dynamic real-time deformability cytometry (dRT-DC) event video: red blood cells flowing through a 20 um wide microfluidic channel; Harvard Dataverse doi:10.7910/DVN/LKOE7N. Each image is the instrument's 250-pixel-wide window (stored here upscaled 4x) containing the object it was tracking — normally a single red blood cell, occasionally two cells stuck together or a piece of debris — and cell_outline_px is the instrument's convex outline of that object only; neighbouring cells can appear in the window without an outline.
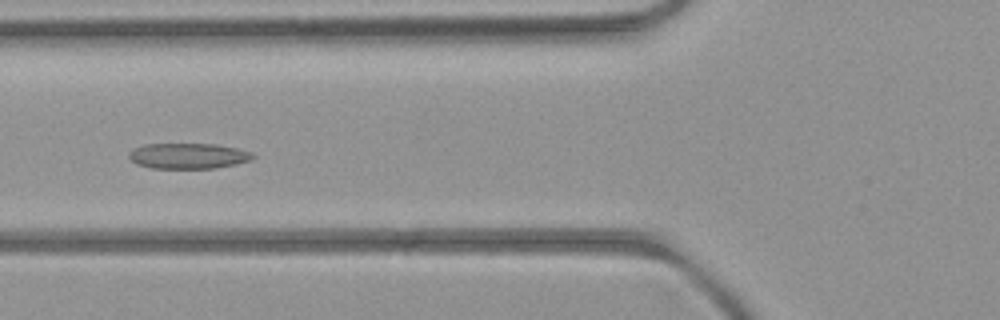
{"species": "common noctule bat (a hibernating species)", "species_latin": "Nyctalus noctula", "temperature_condition": "room temperature", "stored_images_in_passage": 7, "camera_frame_rate_fps": 3000, "um_per_image_px": 0.085, "animal": {"sex": "female", "body_mass_g": 21.9}, "frame": {"image": 1, "passage_image": 4, "time_ms": 3.333, "image_size_px": [1000, 320], "cell_outline_px": [[256, 156], [252, 160], [236, 164], [216, 168], [152, 168], [136, 164], [128, 156], [128, 152], [132, 148], [144, 144], [216, 144], [236, 148], [252, 152]], "centroid_in_image_um": [16.0, 13.25], "position_along_channel_um": 109.8, "area_um2": 18.61}}
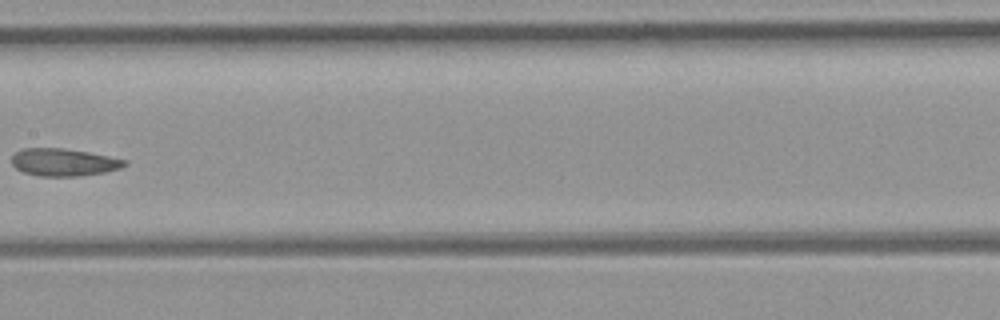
{"frame": {"image": 2, "passage_image": 6, "time_ms": 5.667, "image_size_px": [1000, 320], "cell_outline_px": [[128, 164], [120, 168], [104, 172], [80, 176], [40, 176], [24, 172], [16, 168], [12, 164], [12, 156], [16, 152], [24, 148], [64, 148], [88, 152], [128, 160]], "centroid_in_image_um": [5.43, 13.79], "position_along_channel_um": 202.0, "area_um2": 18.03}}
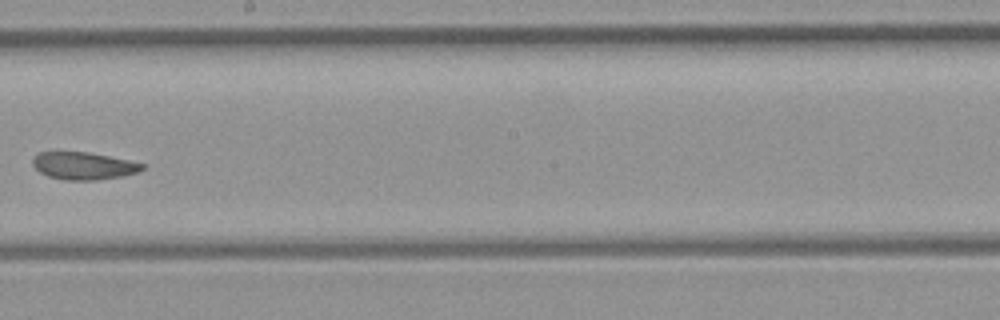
{"frame": {"image": 3, "passage_image": 7, "time_ms": 6.667, "image_size_px": [1000, 320], "cell_outline_px": [[144, 168], [136, 172], [124, 176], [96, 180], [64, 180], [48, 176], [40, 172], [32, 164], [32, 156], [40, 152], [88, 152], [128, 160], [144, 164]], "centroid_in_image_um": [7.07, 14.09], "position_along_channel_um": 241.1, "area_um2": 17.46}}